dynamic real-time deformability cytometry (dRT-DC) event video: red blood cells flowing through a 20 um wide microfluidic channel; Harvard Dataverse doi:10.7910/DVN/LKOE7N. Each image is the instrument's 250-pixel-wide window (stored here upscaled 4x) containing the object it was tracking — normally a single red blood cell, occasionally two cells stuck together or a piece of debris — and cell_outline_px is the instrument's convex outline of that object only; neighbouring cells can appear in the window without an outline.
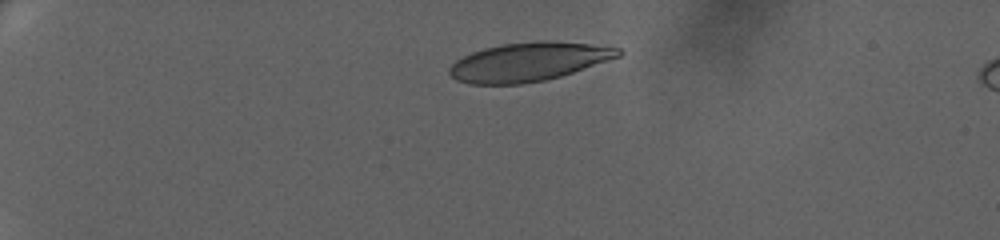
{"species": "human", "species_latin": "Homo sapiens", "temperature_condition": "warm", "stored_images_in_passage": 50, "camera_frame_rate_fps": 3000, "um_per_image_px": 0.085, "donor": {"sex": "female"}, "frame": {"image": 1, "passage_image": 1, "time_ms": 0.0, "image_size_px": [1000, 240], "cell_outline_px": [[620, 56], [560, 76], [544, 80], [520, 84], [472, 84], [456, 80], [448, 72], [452, 64], [456, 60], [472, 52], [504, 44], [588, 44], [620, 48]], "centroid_in_image_um": [44.85, 5.31], "position_along_channel_um": 40.1, "area_um2": 36.18}}
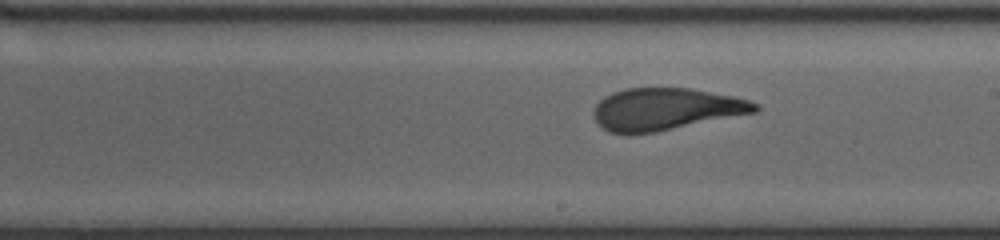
{"frame": {"image": 2, "passage_image": 26, "time_ms": 8.333, "image_size_px": [1000, 240], "cell_outline_px": [[760, 108], [756, 112], [652, 132], [612, 132], [604, 128], [596, 120], [596, 104], [600, 100], [616, 92], [628, 88], [688, 88], [732, 96], [748, 100], [756, 104]], "centroid_in_image_um": [56.63, 9.25], "position_along_channel_um": 232.4, "area_um2": 38.15}}
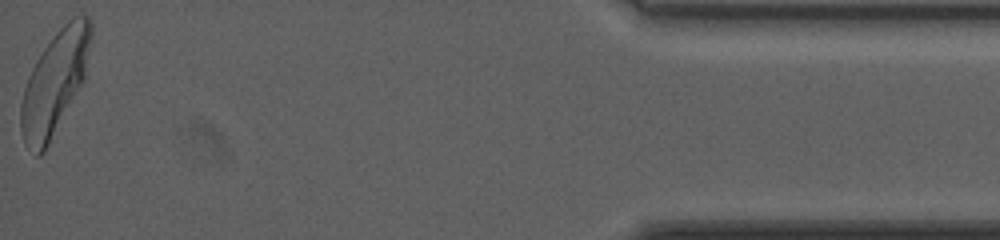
{"frame": {"image": 3, "passage_image": 50, "time_ms": 16.333, "image_size_px": [1000, 240], "cell_outline_px": [[92, 32], [84, 80], [44, 152], [40, 156], [36, 156], [24, 144], [20, 128], [20, 104], [24, 88], [28, 76], [36, 60], [44, 48], [56, 32], [68, 20], [76, 16], [88, 16], [92, 24]], "centroid_in_image_um": [4.63, 7.06], "position_along_channel_um": 430.6, "area_um2": 41.73}, "authors_computed_cell_mechanics": {"area_um2": 39.5352, "velocity_mm_per_s": 3.3039, "shape_relaxation_time_tau1_ms": 5.6441, "shape_relaxation_time_tau2_ms": 1.0772, "deformation_change_tau1": 0.2404, "deformation_change_tau2": 0.0886}}